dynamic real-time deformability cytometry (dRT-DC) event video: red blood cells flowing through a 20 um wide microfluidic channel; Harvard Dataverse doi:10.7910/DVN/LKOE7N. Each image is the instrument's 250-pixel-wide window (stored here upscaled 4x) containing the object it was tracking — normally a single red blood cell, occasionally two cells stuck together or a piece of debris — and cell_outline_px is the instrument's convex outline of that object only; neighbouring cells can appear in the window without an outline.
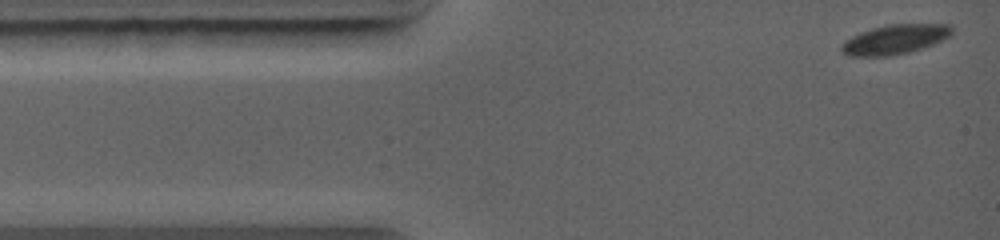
{"species": "common noctule bat (a hibernating species)", "species_latin": "Nyctalus noctula", "temperature_condition": "warm", "stored_images_in_passage": 9, "camera_frame_rate_fps": 5000, "um_per_image_px": 0.085, "animal": {"sex": "female", "body_mass_g": 19.0, "forearm_length_mm": 56.7}, "frame": {"image": 1, "passage_image": 1, "time_ms": 0.0, "image_size_px": [1000, 240], "cell_outline_px": [[952, 32], [948, 36], [924, 48], [908, 52], [888, 56], [848, 56], [840, 52], [840, 48], [844, 40], [860, 32], [872, 28], [888, 24], [952, 24]], "centroid_in_image_um": [76.02, 3.35], "position_along_channel_um": 9.0, "area_um2": 19.02}}
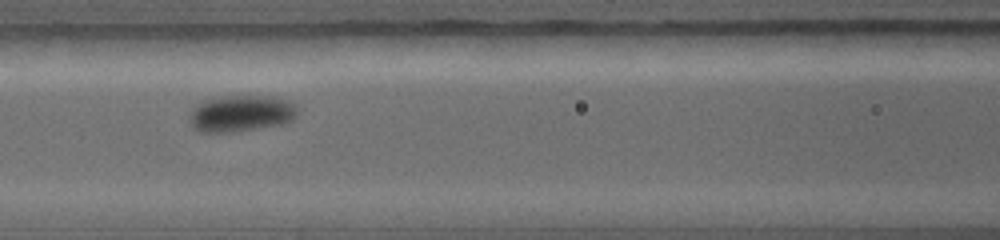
{"frame": {"image": 2, "passage_image": 6, "time_ms": 4.4, "image_size_px": [1000, 240], "cell_outline_px": [[296, 116], [292, 120], [284, 124], [236, 132], [200, 132], [192, 128], [192, 108], [204, 100], [220, 96], [272, 96], [288, 100], [296, 104]], "centroid_in_image_um": [20.52, 9.64], "position_along_channel_um": 146.1, "area_um2": 23.06}}
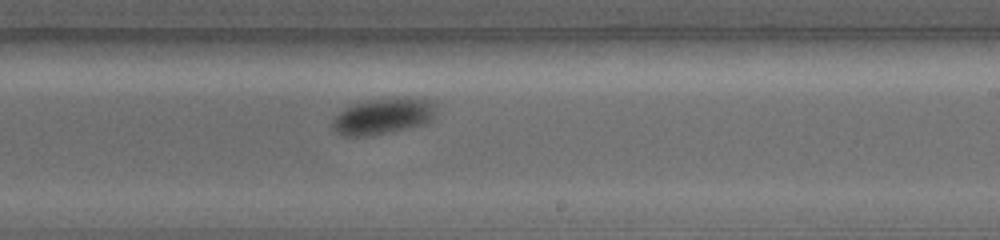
{"frame": {"image": 3, "passage_image": 9, "time_ms": 6.8, "image_size_px": [1000, 240], "cell_outline_px": [[436, 116], [432, 120], [424, 124], [372, 136], [344, 136], [336, 132], [332, 128], [332, 120], [344, 108], [356, 104], [372, 100], [428, 100], [432, 104]], "centroid_in_image_um": [32.49, 9.95], "position_along_channel_um": 256.5, "area_um2": 20.87}}